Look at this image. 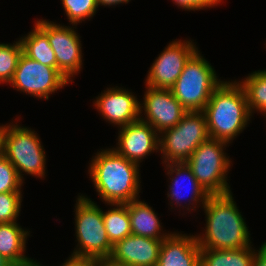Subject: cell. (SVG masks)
Returning a JSON list of instances; mask_svg holds the SVG:
<instances>
[{
  "instance_id": "603a6c76",
  "label": "cell",
  "mask_w": 266,
  "mask_h": 266,
  "mask_svg": "<svg viewBox=\"0 0 266 266\" xmlns=\"http://www.w3.org/2000/svg\"><path fill=\"white\" fill-rule=\"evenodd\" d=\"M238 82L245 91L250 113H262L266 118V69L254 71Z\"/></svg>"
},
{
  "instance_id": "8fae6325",
  "label": "cell",
  "mask_w": 266,
  "mask_h": 266,
  "mask_svg": "<svg viewBox=\"0 0 266 266\" xmlns=\"http://www.w3.org/2000/svg\"><path fill=\"white\" fill-rule=\"evenodd\" d=\"M198 50L193 40H174L152 63L145 85L156 89H171L189 58Z\"/></svg>"
},
{
  "instance_id": "836d02e7",
  "label": "cell",
  "mask_w": 266,
  "mask_h": 266,
  "mask_svg": "<svg viewBox=\"0 0 266 266\" xmlns=\"http://www.w3.org/2000/svg\"><path fill=\"white\" fill-rule=\"evenodd\" d=\"M0 266H14V265L0 254Z\"/></svg>"
},
{
  "instance_id": "d6a6232c",
  "label": "cell",
  "mask_w": 266,
  "mask_h": 266,
  "mask_svg": "<svg viewBox=\"0 0 266 266\" xmlns=\"http://www.w3.org/2000/svg\"><path fill=\"white\" fill-rule=\"evenodd\" d=\"M98 266H122L115 263H112L110 260H101L98 262Z\"/></svg>"
},
{
  "instance_id": "6da1fadb",
  "label": "cell",
  "mask_w": 266,
  "mask_h": 266,
  "mask_svg": "<svg viewBox=\"0 0 266 266\" xmlns=\"http://www.w3.org/2000/svg\"><path fill=\"white\" fill-rule=\"evenodd\" d=\"M88 167L89 178L105 204H127L140 197V165L113 148L97 151Z\"/></svg>"
},
{
  "instance_id": "e0dca14e",
  "label": "cell",
  "mask_w": 266,
  "mask_h": 266,
  "mask_svg": "<svg viewBox=\"0 0 266 266\" xmlns=\"http://www.w3.org/2000/svg\"><path fill=\"white\" fill-rule=\"evenodd\" d=\"M196 235L171 232L161 244L157 266H200Z\"/></svg>"
},
{
  "instance_id": "7c38bea8",
  "label": "cell",
  "mask_w": 266,
  "mask_h": 266,
  "mask_svg": "<svg viewBox=\"0 0 266 266\" xmlns=\"http://www.w3.org/2000/svg\"><path fill=\"white\" fill-rule=\"evenodd\" d=\"M145 88L144 100L140 103V120L150 124L158 134L177 125L187 111L171 89Z\"/></svg>"
},
{
  "instance_id": "83f0119b",
  "label": "cell",
  "mask_w": 266,
  "mask_h": 266,
  "mask_svg": "<svg viewBox=\"0 0 266 266\" xmlns=\"http://www.w3.org/2000/svg\"><path fill=\"white\" fill-rule=\"evenodd\" d=\"M223 0H172V2L185 11H199L220 5Z\"/></svg>"
},
{
  "instance_id": "d4e9b609",
  "label": "cell",
  "mask_w": 266,
  "mask_h": 266,
  "mask_svg": "<svg viewBox=\"0 0 266 266\" xmlns=\"http://www.w3.org/2000/svg\"><path fill=\"white\" fill-rule=\"evenodd\" d=\"M67 19L71 25H78L91 19L97 12V0H61Z\"/></svg>"
},
{
  "instance_id": "2e32d148",
  "label": "cell",
  "mask_w": 266,
  "mask_h": 266,
  "mask_svg": "<svg viewBox=\"0 0 266 266\" xmlns=\"http://www.w3.org/2000/svg\"><path fill=\"white\" fill-rule=\"evenodd\" d=\"M162 242L130 234L113 246L108 260L122 266H157Z\"/></svg>"
},
{
  "instance_id": "52a82bcc",
  "label": "cell",
  "mask_w": 266,
  "mask_h": 266,
  "mask_svg": "<svg viewBox=\"0 0 266 266\" xmlns=\"http://www.w3.org/2000/svg\"><path fill=\"white\" fill-rule=\"evenodd\" d=\"M209 138L203 111H187L174 127L159 134L163 164L186 162L198 146Z\"/></svg>"
},
{
  "instance_id": "9c48e42d",
  "label": "cell",
  "mask_w": 266,
  "mask_h": 266,
  "mask_svg": "<svg viewBox=\"0 0 266 266\" xmlns=\"http://www.w3.org/2000/svg\"><path fill=\"white\" fill-rule=\"evenodd\" d=\"M69 83L58 68L44 65L22 52L9 86L33 98L49 100L50 94L64 88Z\"/></svg>"
},
{
  "instance_id": "d6986e66",
  "label": "cell",
  "mask_w": 266,
  "mask_h": 266,
  "mask_svg": "<svg viewBox=\"0 0 266 266\" xmlns=\"http://www.w3.org/2000/svg\"><path fill=\"white\" fill-rule=\"evenodd\" d=\"M29 232L18 222L0 223V254L13 265L25 264L32 260L24 255Z\"/></svg>"
},
{
  "instance_id": "7a4b0ae2",
  "label": "cell",
  "mask_w": 266,
  "mask_h": 266,
  "mask_svg": "<svg viewBox=\"0 0 266 266\" xmlns=\"http://www.w3.org/2000/svg\"><path fill=\"white\" fill-rule=\"evenodd\" d=\"M202 208L206 218L205 233L196 235L201 249L229 250L252 245L250 231L232 192L210 195Z\"/></svg>"
},
{
  "instance_id": "cb8c5ba5",
  "label": "cell",
  "mask_w": 266,
  "mask_h": 266,
  "mask_svg": "<svg viewBox=\"0 0 266 266\" xmlns=\"http://www.w3.org/2000/svg\"><path fill=\"white\" fill-rule=\"evenodd\" d=\"M15 43H0V84H9L23 52L20 39Z\"/></svg>"
},
{
  "instance_id": "f1b7e54d",
  "label": "cell",
  "mask_w": 266,
  "mask_h": 266,
  "mask_svg": "<svg viewBox=\"0 0 266 266\" xmlns=\"http://www.w3.org/2000/svg\"><path fill=\"white\" fill-rule=\"evenodd\" d=\"M98 260L90 257L71 255L60 266H98Z\"/></svg>"
},
{
  "instance_id": "5bb4252c",
  "label": "cell",
  "mask_w": 266,
  "mask_h": 266,
  "mask_svg": "<svg viewBox=\"0 0 266 266\" xmlns=\"http://www.w3.org/2000/svg\"><path fill=\"white\" fill-rule=\"evenodd\" d=\"M118 130V142L112 148L127 160L140 165L152 152L159 151V134L150 124L139 119Z\"/></svg>"
},
{
  "instance_id": "4316f807",
  "label": "cell",
  "mask_w": 266,
  "mask_h": 266,
  "mask_svg": "<svg viewBox=\"0 0 266 266\" xmlns=\"http://www.w3.org/2000/svg\"><path fill=\"white\" fill-rule=\"evenodd\" d=\"M23 181L10 161L3 157L0 159V193L22 192Z\"/></svg>"
},
{
  "instance_id": "1f68e13d",
  "label": "cell",
  "mask_w": 266,
  "mask_h": 266,
  "mask_svg": "<svg viewBox=\"0 0 266 266\" xmlns=\"http://www.w3.org/2000/svg\"><path fill=\"white\" fill-rule=\"evenodd\" d=\"M131 0H97L98 7L99 6H116L119 4H128Z\"/></svg>"
},
{
  "instance_id": "30bf717a",
  "label": "cell",
  "mask_w": 266,
  "mask_h": 266,
  "mask_svg": "<svg viewBox=\"0 0 266 266\" xmlns=\"http://www.w3.org/2000/svg\"><path fill=\"white\" fill-rule=\"evenodd\" d=\"M34 23L48 37L55 52L56 68L72 83L73 77L82 71L83 66L81 37L75 30L77 25L65 26L46 19H38Z\"/></svg>"
},
{
  "instance_id": "484cf974",
  "label": "cell",
  "mask_w": 266,
  "mask_h": 266,
  "mask_svg": "<svg viewBox=\"0 0 266 266\" xmlns=\"http://www.w3.org/2000/svg\"><path fill=\"white\" fill-rule=\"evenodd\" d=\"M22 196V192L0 193V223L17 222Z\"/></svg>"
},
{
  "instance_id": "4dcf8cb0",
  "label": "cell",
  "mask_w": 266,
  "mask_h": 266,
  "mask_svg": "<svg viewBox=\"0 0 266 266\" xmlns=\"http://www.w3.org/2000/svg\"><path fill=\"white\" fill-rule=\"evenodd\" d=\"M6 124L0 125V159L5 157Z\"/></svg>"
},
{
  "instance_id": "7402d4cb",
  "label": "cell",
  "mask_w": 266,
  "mask_h": 266,
  "mask_svg": "<svg viewBox=\"0 0 266 266\" xmlns=\"http://www.w3.org/2000/svg\"><path fill=\"white\" fill-rule=\"evenodd\" d=\"M112 208L103 211V222L110 243L117 242L132 234L127 204H109Z\"/></svg>"
},
{
  "instance_id": "4fadbf2b",
  "label": "cell",
  "mask_w": 266,
  "mask_h": 266,
  "mask_svg": "<svg viewBox=\"0 0 266 266\" xmlns=\"http://www.w3.org/2000/svg\"><path fill=\"white\" fill-rule=\"evenodd\" d=\"M93 105L106 122L120 128L140 119V100L128 89L107 87Z\"/></svg>"
},
{
  "instance_id": "9a60e30c",
  "label": "cell",
  "mask_w": 266,
  "mask_h": 266,
  "mask_svg": "<svg viewBox=\"0 0 266 266\" xmlns=\"http://www.w3.org/2000/svg\"><path fill=\"white\" fill-rule=\"evenodd\" d=\"M164 166L167 170L166 174L169 176L168 179H170V183H171L170 185H168L169 190L167 193L168 199L169 198L171 199L169 203L171 209L172 208L175 209V207H172L175 204L177 208L182 207V209L184 208L186 211L188 210L189 212L191 210L196 211L197 207H200V206L203 207L210 195L199 184V182L195 178L194 174L192 173L187 163L186 162L169 163V164H164ZM185 180H186V183L184 182ZM187 187L190 189H188V191L185 189L186 190L185 191L184 188H187ZM182 191H185V192L182 193ZM188 193L190 194L189 195L190 198L189 200L186 199L188 201L187 203L185 198H187L186 194ZM183 199L185 200L184 205H182L183 203L181 202Z\"/></svg>"
},
{
  "instance_id": "44dd1931",
  "label": "cell",
  "mask_w": 266,
  "mask_h": 266,
  "mask_svg": "<svg viewBox=\"0 0 266 266\" xmlns=\"http://www.w3.org/2000/svg\"><path fill=\"white\" fill-rule=\"evenodd\" d=\"M34 29L19 38L23 53L44 65L56 68L55 52L52 50L47 35L34 24Z\"/></svg>"
},
{
  "instance_id": "277c9868",
  "label": "cell",
  "mask_w": 266,
  "mask_h": 266,
  "mask_svg": "<svg viewBox=\"0 0 266 266\" xmlns=\"http://www.w3.org/2000/svg\"><path fill=\"white\" fill-rule=\"evenodd\" d=\"M75 236L77 246L71 255L107 260L113 245L107 236L103 222V211L95 201L79 195L75 204Z\"/></svg>"
},
{
  "instance_id": "8992f818",
  "label": "cell",
  "mask_w": 266,
  "mask_h": 266,
  "mask_svg": "<svg viewBox=\"0 0 266 266\" xmlns=\"http://www.w3.org/2000/svg\"><path fill=\"white\" fill-rule=\"evenodd\" d=\"M228 144L209 137L186 161L199 184L209 195L231 192L227 175L232 161L225 152V147H229Z\"/></svg>"
},
{
  "instance_id": "ac0fdd59",
  "label": "cell",
  "mask_w": 266,
  "mask_h": 266,
  "mask_svg": "<svg viewBox=\"0 0 266 266\" xmlns=\"http://www.w3.org/2000/svg\"><path fill=\"white\" fill-rule=\"evenodd\" d=\"M128 213L133 235L164 240L171 234L162 231L163 226L157 214L144 200L138 198L129 202Z\"/></svg>"
},
{
  "instance_id": "ba28073f",
  "label": "cell",
  "mask_w": 266,
  "mask_h": 266,
  "mask_svg": "<svg viewBox=\"0 0 266 266\" xmlns=\"http://www.w3.org/2000/svg\"><path fill=\"white\" fill-rule=\"evenodd\" d=\"M5 146V157L15 167L23 182V175L26 173L41 179L46 176V152L35 130L21 127L17 122L7 123Z\"/></svg>"
},
{
  "instance_id": "ffe728a7",
  "label": "cell",
  "mask_w": 266,
  "mask_h": 266,
  "mask_svg": "<svg viewBox=\"0 0 266 266\" xmlns=\"http://www.w3.org/2000/svg\"><path fill=\"white\" fill-rule=\"evenodd\" d=\"M255 249H200V266H252Z\"/></svg>"
},
{
  "instance_id": "f546056e",
  "label": "cell",
  "mask_w": 266,
  "mask_h": 266,
  "mask_svg": "<svg viewBox=\"0 0 266 266\" xmlns=\"http://www.w3.org/2000/svg\"><path fill=\"white\" fill-rule=\"evenodd\" d=\"M252 266H266V242L256 249Z\"/></svg>"
},
{
  "instance_id": "5b68a950",
  "label": "cell",
  "mask_w": 266,
  "mask_h": 266,
  "mask_svg": "<svg viewBox=\"0 0 266 266\" xmlns=\"http://www.w3.org/2000/svg\"><path fill=\"white\" fill-rule=\"evenodd\" d=\"M216 74L197 50L185 63L171 91L186 111H203L214 89L223 81Z\"/></svg>"
},
{
  "instance_id": "e575fe53",
  "label": "cell",
  "mask_w": 266,
  "mask_h": 266,
  "mask_svg": "<svg viewBox=\"0 0 266 266\" xmlns=\"http://www.w3.org/2000/svg\"><path fill=\"white\" fill-rule=\"evenodd\" d=\"M14 266H42V264H40L39 262H37L36 260H31L28 263L25 264H21V265H14ZM44 266V265H43Z\"/></svg>"
},
{
  "instance_id": "3957f363",
  "label": "cell",
  "mask_w": 266,
  "mask_h": 266,
  "mask_svg": "<svg viewBox=\"0 0 266 266\" xmlns=\"http://www.w3.org/2000/svg\"><path fill=\"white\" fill-rule=\"evenodd\" d=\"M203 113L209 137L229 144L243 132L253 116L245 91L237 80H223L214 89Z\"/></svg>"
}]
</instances>
